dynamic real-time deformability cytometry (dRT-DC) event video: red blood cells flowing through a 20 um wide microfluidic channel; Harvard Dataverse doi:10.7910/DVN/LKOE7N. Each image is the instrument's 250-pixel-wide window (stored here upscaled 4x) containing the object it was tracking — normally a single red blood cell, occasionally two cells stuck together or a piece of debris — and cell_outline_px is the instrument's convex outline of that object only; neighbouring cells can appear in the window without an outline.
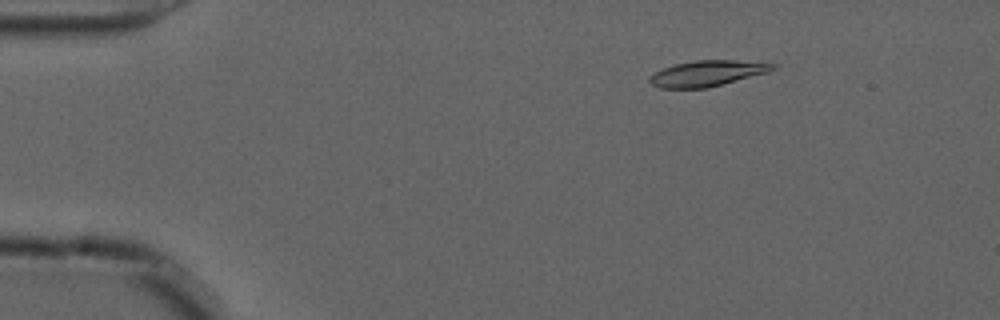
{"species": "common noctule bat (a hibernating species)", "species_latin": "Nyctalus noctula", "temperature_condition": "cold", "stored_images_in_passage": 55, "camera_frame_rate_fps": 3000, "um_per_image_px": 0.085, "animal": {"sex": "male", "forearm_length_mm": 52.5}, "frame": {"image": 1, "passage_image": 8, "time_ms": 2.333, "image_size_px": [1000, 320], "cell_outline_px": [[776, 68], [768, 72], [708, 88], [660, 88], [652, 84], [648, 80], [648, 76], [664, 68], [676, 64], [696, 60], [732, 60], [776, 64]], "centroid_in_image_um": [60.09, 6.24], "position_along_channel_um": 24.9, "area_um2": 18.26}}
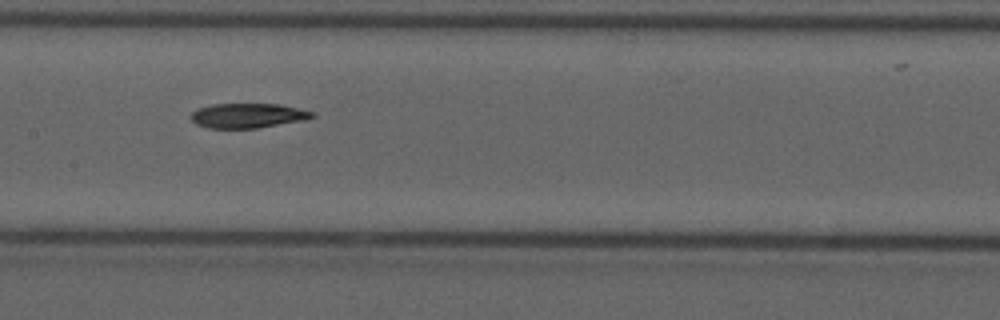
{"frame": {"image": 2, "passage_image": 27, "time_ms": 8.667, "image_size_px": [1000, 320], "cell_outline_px": [[316, 116], [308, 120], [256, 128], [208, 128], [196, 124], [192, 120], [192, 112], [196, 108], [212, 104], [280, 104], [312, 112]], "centroid_in_image_um": [21.07, 9.83], "position_along_channel_um": 186.3, "area_um2": 17.46}}
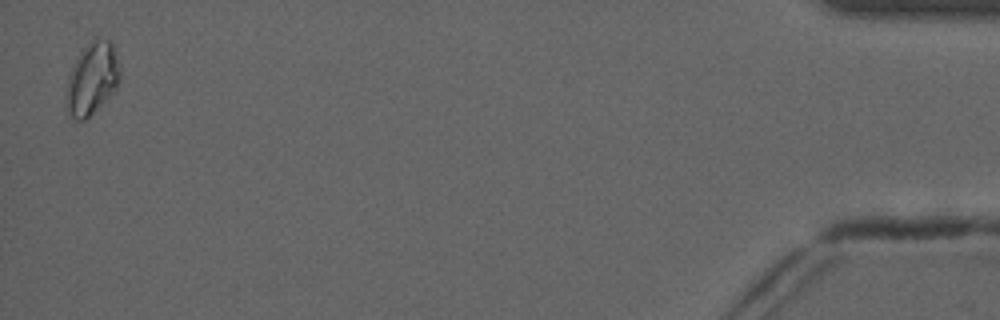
{"frame": {"image": 3, "passage_image": 54, "time_ms": 17.667, "image_size_px": [1000, 320], "cell_outline_px": [[120, 80], [116, 88], [84, 120], [76, 120], [64, 108], [64, 104], [68, 76], [80, 52], [92, 40], [108, 40], [112, 44], [120, 64]], "centroid_in_image_um": [7.81, 6.7], "position_along_channel_um": 427.4, "area_um2": 22.2}, "authors_computed_cell_mechanics": {"area_um2": 18.2648, "velocity_mm_per_s": 3.7063, "shape_relaxation_time_tau1_ms": 6.3448, "shape_relaxation_time_tau2_ms": null, "deformation_change_tau1": 0.1468, "deformation_change_tau2": null}}